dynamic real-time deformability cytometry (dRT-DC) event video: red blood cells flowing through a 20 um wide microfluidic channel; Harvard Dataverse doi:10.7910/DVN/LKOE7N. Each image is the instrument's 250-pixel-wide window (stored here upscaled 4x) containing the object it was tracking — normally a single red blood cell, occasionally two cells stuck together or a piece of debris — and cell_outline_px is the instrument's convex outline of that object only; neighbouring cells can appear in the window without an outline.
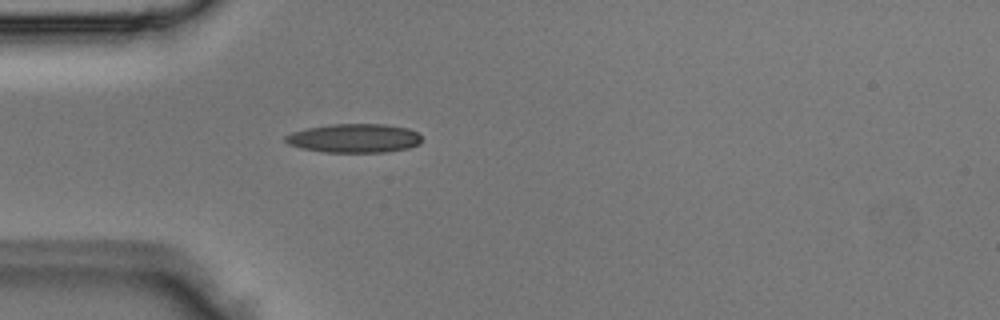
{"species": "Egyptian fruit bat (a non-hibernating species)", "species_latin": "Rousettus aegyptiacus", "temperature_condition": "room temperature", "stored_images_in_passage": 3, "camera_frame_rate_fps": 3000, "um_per_image_px": 0.085, "animal": {"sex": "male"}, "frame": {"image": 1, "passage_image": 3, "time_ms": 0.667, "image_size_px": [1000, 320], "cell_outline_px": [[420, 144], [408, 148], [384, 152], [324, 152], [304, 148], [288, 144], [284, 140], [284, 136], [292, 132], [308, 128], [332, 124], [384, 124], [408, 128], [416, 132], [420, 136]], "centroid_in_image_um": [30.11, 11.74], "position_along_channel_um": 54.9, "area_um2": 22.77}}